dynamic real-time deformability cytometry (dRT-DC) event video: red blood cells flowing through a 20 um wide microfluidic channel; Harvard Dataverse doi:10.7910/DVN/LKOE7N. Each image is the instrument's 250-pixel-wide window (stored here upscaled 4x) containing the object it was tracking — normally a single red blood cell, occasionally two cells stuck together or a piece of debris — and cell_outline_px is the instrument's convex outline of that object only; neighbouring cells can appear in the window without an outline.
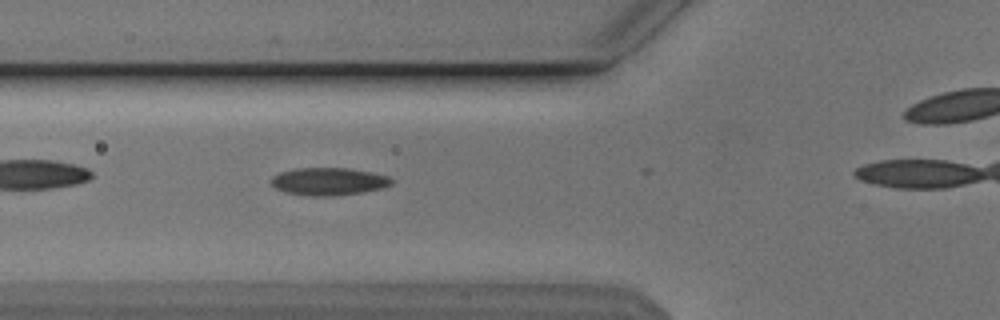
{"species": "Egyptian fruit bat (a non-hibernating species)", "species_latin": "Rousettus aegyptiacus", "temperature_condition": "cold", "stored_images_in_passage": 31, "camera_frame_rate_fps": 3000, "um_per_image_px": 0.085, "animal": {"sex": "male"}, "frame": {"image": 1, "passage_image": 7, "time_ms": 2.0, "image_size_px": [1000, 320], "cell_outline_px": [[396, 180], [392, 184], [384, 188], [364, 192], [332, 196], [308, 196], [284, 192], [276, 188], [272, 184], [272, 176], [280, 172], [296, 168], [348, 168], [372, 172], [388, 176]], "centroid_in_image_um": [27.98, 15.43], "position_along_channel_um": 97.8, "area_um2": 19.59}}
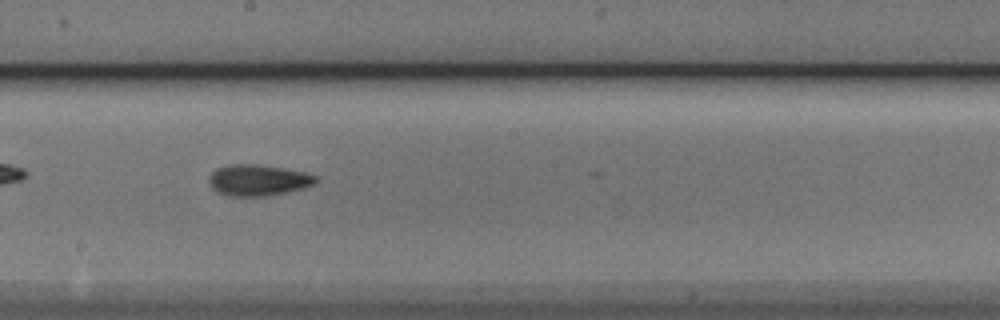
{"frame": {"image": 2, "passage_image": 17, "time_ms": 5.333, "image_size_px": [1000, 320], "cell_outline_px": [[320, 180], [304, 188], [264, 196], [228, 196], [216, 192], [212, 188], [208, 180], [208, 176], [216, 168], [232, 164], [256, 164], [304, 172], [316, 176]], "centroid_in_image_um": [21.89, 15.31], "position_along_channel_um": 226.3, "area_um2": 19.31}}
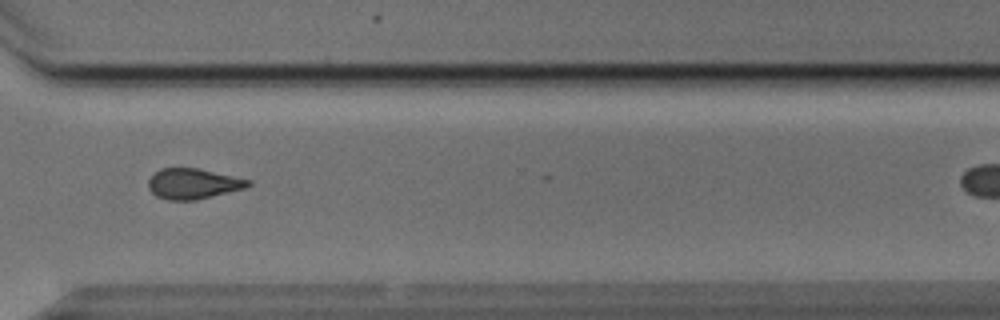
{"frame": {"image": 3, "passage_image": 27, "time_ms": 8.667, "image_size_px": [1000, 320], "cell_outline_px": [[252, 184], [244, 188], [196, 200], [168, 200], [156, 196], [148, 188], [148, 180], [160, 168], [196, 168], [252, 180]], "centroid_in_image_um": [16.4, 15.62], "position_along_channel_um": 354.2, "area_um2": 17.57}}